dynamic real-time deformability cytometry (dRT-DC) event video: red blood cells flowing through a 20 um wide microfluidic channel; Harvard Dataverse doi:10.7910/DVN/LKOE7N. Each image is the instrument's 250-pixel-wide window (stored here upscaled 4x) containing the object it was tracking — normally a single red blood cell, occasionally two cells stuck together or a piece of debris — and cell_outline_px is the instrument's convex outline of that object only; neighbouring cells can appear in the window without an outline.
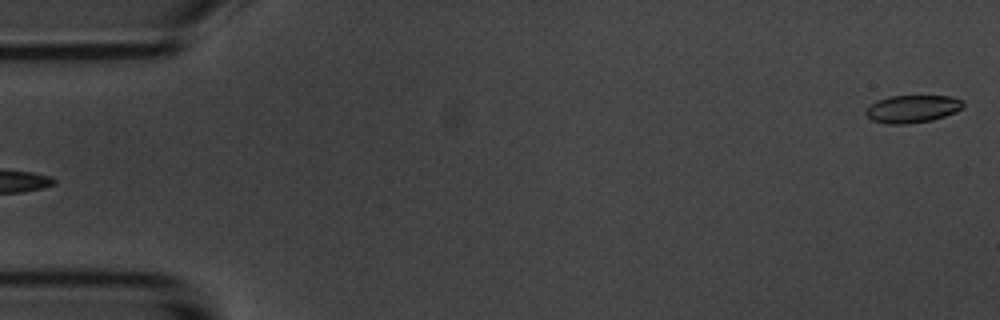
{"species": "common noctule bat (a hibernating species)", "species_latin": "Nyctalus noctula", "temperature_condition": "room temperature", "stored_images_in_passage": 6, "segment_of_instrument_passage": [2, 2], "camera_frame_rate_fps": 3000, "um_per_image_px": 0.085, "animal": {"sex": "male", "body_mass_g": 20.1, "forearm_length_mm": 53.5}, "frame": {"image": 1, "passage_image": 6, "time_ms": 5.667, "image_size_px": [1000, 320], "cell_outline_px": [[964, 108], [956, 112], [932, 120], [908, 124], [888, 124], [872, 120], [864, 112], [876, 100], [888, 96], [952, 96], [964, 100]], "centroid_in_image_um": [77.59, 9.25], "position_along_channel_um": 7.4, "area_um2": 15.78}}